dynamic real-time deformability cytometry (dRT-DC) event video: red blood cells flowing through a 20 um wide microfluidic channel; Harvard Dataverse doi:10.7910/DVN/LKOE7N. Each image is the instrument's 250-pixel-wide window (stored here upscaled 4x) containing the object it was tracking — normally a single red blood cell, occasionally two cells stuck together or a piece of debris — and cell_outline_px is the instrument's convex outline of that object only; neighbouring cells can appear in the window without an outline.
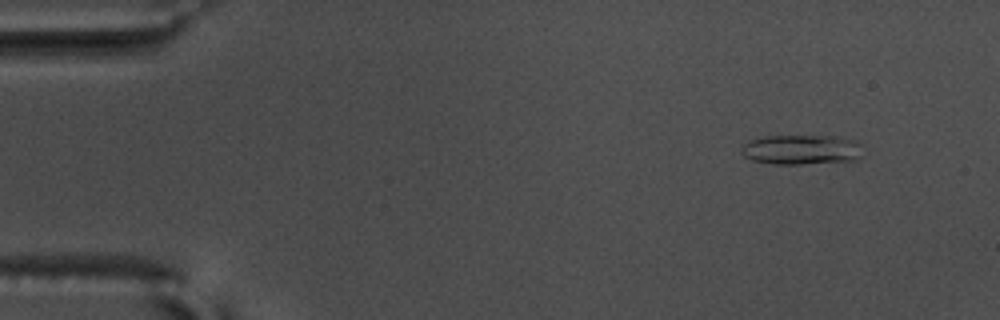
{"species": "common noctule bat (a hibernating species)", "species_latin": "Nyctalus noctula", "temperature_condition": "warm", "stored_images_in_passage": 57, "camera_frame_rate_fps": 3000, "um_per_image_px": 0.085, "animal": {"sex": "male", "body_mass_g": 17.5, "forearm_length_mm": 52.3}, "frame": {"image": 1, "passage_image": 6, "time_ms": 1.667, "image_size_px": [1000, 320], "cell_outline_px": [[864, 156], [856, 160], [800, 164], [772, 164], [752, 160], [744, 156], [740, 152], [740, 148], [748, 140], [764, 136], [836, 136], [856, 140], [860, 144]], "centroid_in_image_um": [68.13, 12.72], "position_along_channel_um": 16.9, "area_um2": 21.44}}
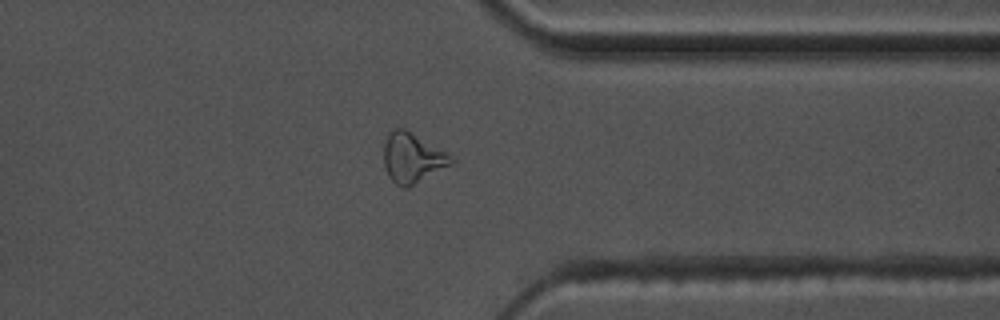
{"frame": {"image": 2, "passage_image": 45, "time_ms": 14.667, "image_size_px": [1000, 320], "cell_outline_px": [[456, 160], [452, 164], [408, 188], [404, 188], [396, 184], [388, 176], [384, 164], [384, 144], [388, 132], [392, 128], [404, 128], [448, 152]], "centroid_in_image_um": [35.06, 13.41], "position_along_channel_um": 376.3, "area_um2": 19.77}}
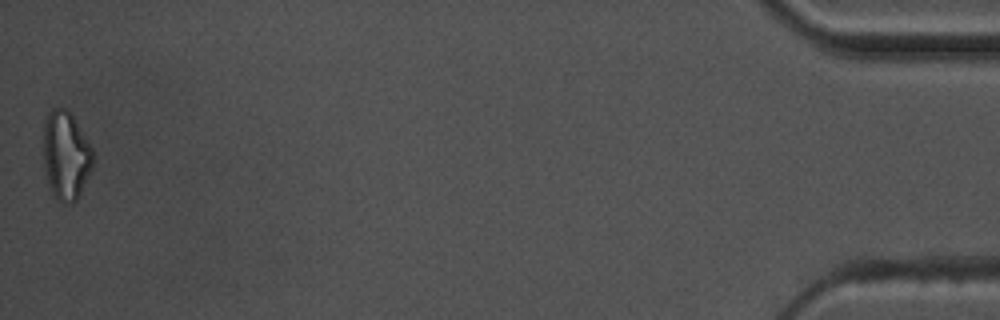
{"frame": {"image": 3, "passage_image": 57, "time_ms": 18.667, "image_size_px": [1000, 320], "cell_outline_px": [[92, 168], [76, 200], [72, 204], [64, 204], [52, 196], [44, 168], [44, 116], [52, 108], [68, 108], [92, 148]], "centroid_in_image_um": [5.57, 13.21], "position_along_channel_um": 429.6, "area_um2": 25.61}, "authors_computed_cell_mechanics": {"area_um2": 17.8024, "velocity_mm_per_s": 3.6029, "shape_relaxation_time_tau1_ms": 5.1186, "shape_relaxation_time_tau2_ms": 4.17, "deformation_change_tau1": 0.1987, "deformation_change_tau2": 0.1557}}